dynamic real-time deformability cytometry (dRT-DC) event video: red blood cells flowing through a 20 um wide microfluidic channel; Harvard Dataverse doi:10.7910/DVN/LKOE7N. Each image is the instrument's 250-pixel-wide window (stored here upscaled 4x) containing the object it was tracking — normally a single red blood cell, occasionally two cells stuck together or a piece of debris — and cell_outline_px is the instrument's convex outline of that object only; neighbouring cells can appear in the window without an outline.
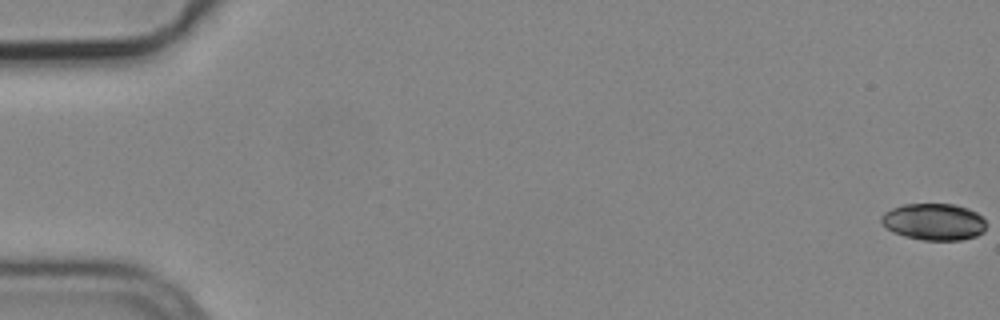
{"species": "common noctule bat (a hibernating species)", "species_latin": "Nyctalus noctula", "temperature_condition": "cold", "stored_images_in_passage": 9, "camera_frame_rate_fps": 3000, "um_per_image_px": 0.085, "animal": {"sex": "male", "body_mass_g": 19.2, "forearm_length_mm": 51.8}, "frame": {"image": 1, "passage_image": 1, "time_ms": 0.0, "image_size_px": [1000, 320], "cell_outline_px": [[984, 232], [976, 236], [960, 240], [924, 240], [904, 236], [892, 232], [880, 220], [880, 216], [884, 212], [892, 208], [904, 204], [952, 204], [968, 208], [976, 212], [984, 220]], "centroid_in_image_um": [79.36, 18.85], "position_along_channel_um": 5.6, "area_um2": 22.37}}